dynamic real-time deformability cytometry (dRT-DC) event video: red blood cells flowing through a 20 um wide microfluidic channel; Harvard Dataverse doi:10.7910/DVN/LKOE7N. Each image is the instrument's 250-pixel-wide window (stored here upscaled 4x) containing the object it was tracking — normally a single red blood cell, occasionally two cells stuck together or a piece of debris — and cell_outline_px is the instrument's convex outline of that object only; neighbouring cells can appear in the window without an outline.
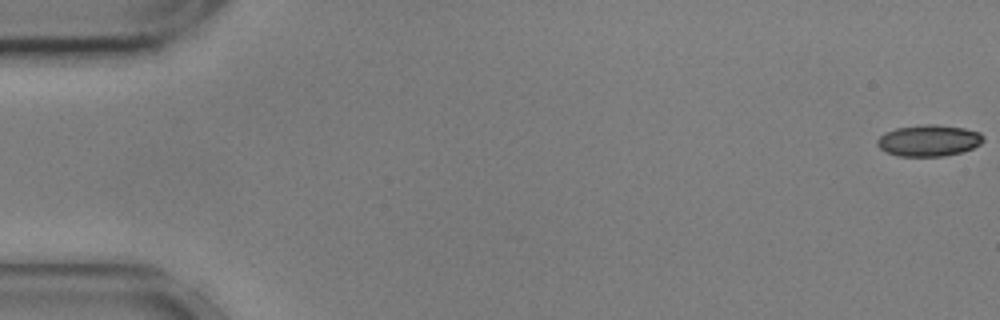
{"species": "common noctule bat (a hibernating species)", "species_latin": "Nyctalus noctula", "temperature_condition": "cold", "stored_images_in_passage": 4, "camera_frame_rate_fps": 3000, "um_per_image_px": 0.085, "animal": {"sex": "male", "body_mass_g": 17.9, "forearm_length_mm": 54.2}, "frame": {"image": 1, "passage_image": 1, "time_ms": 0.0, "image_size_px": [1000, 320], "cell_outline_px": [[984, 140], [980, 144], [972, 148], [960, 152], [944, 156], [900, 156], [888, 152], [880, 148], [876, 144], [876, 140], [884, 132], [896, 128], [924, 124], [936, 124], [964, 128], [980, 132], [984, 136]], "centroid_in_image_um": [78.95, 11.93], "position_along_channel_um": 6.1, "area_um2": 19.42}}